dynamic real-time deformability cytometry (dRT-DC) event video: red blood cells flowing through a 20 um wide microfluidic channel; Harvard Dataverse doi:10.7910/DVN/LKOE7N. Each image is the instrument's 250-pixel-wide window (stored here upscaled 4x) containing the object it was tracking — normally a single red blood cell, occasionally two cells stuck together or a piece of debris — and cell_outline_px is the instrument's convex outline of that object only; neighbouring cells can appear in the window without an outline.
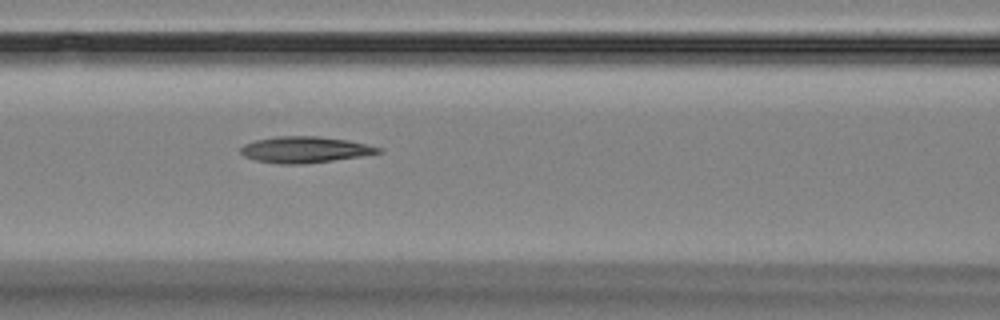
{"species": "Egyptian fruit bat (a non-hibernating species)", "species_latin": "Rousettus aegyptiacus", "temperature_condition": "room temperature", "stored_images_in_passage": 7, "camera_frame_rate_fps": 3000, "um_per_image_px": 0.085, "animal": {"sex": "female"}, "frame": {"image": 1, "passage_image": 7, "time_ms": 7.667, "image_size_px": [1000, 320], "cell_outline_px": [[384, 148], [380, 152], [360, 156], [332, 160], [300, 164], [276, 164], [256, 160], [244, 156], [240, 152], [240, 148], [244, 144], [256, 140], [276, 136], [320, 136], [348, 140]], "centroid_in_image_um": [25.89, 12.71], "position_along_channel_um": 140.7, "area_um2": 20.92}}